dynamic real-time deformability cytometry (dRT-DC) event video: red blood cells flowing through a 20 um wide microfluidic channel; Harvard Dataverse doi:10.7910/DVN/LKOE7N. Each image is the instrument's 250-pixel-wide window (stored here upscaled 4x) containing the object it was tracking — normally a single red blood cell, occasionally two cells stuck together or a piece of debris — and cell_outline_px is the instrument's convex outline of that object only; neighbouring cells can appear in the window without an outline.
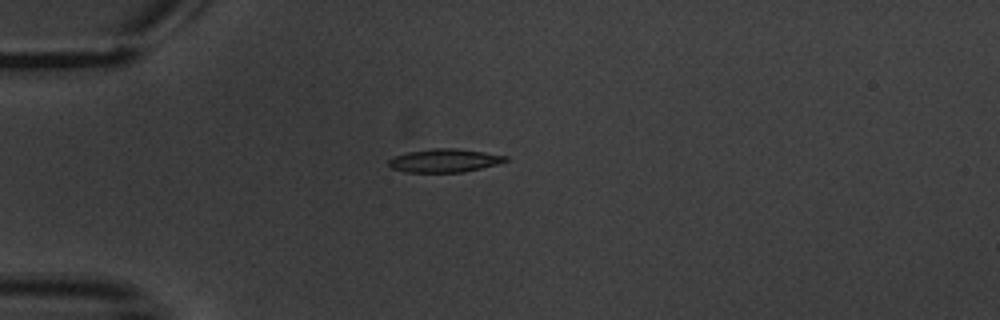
{"species": "common noctule bat (a hibernating species)", "species_latin": "Nyctalus noctula", "temperature_condition": "warm", "stored_images_in_passage": 9, "camera_frame_rate_fps": 3000, "um_per_image_px": 0.085, "animal": {"sex": "male", "body_mass_g": 20.1, "forearm_length_mm": 53.5}, "frame": {"image": 1, "passage_image": 2, "time_ms": 1.0, "image_size_px": [1000, 320], "cell_outline_px": [[508, 160], [496, 164], [464, 172], [404, 172], [392, 168], [388, 164], [388, 160], [396, 156], [408, 152], [432, 148], [456, 148], [484, 152], [508, 156]], "centroid_in_image_um": [37.77, 13.64], "position_along_channel_um": 47.2, "area_um2": 15.78}}
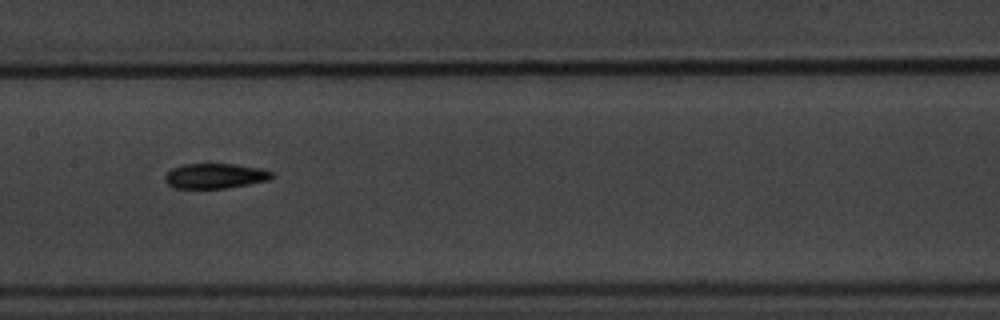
{"frame": {"image": 2, "passage_image": 6, "time_ms": 5.667, "image_size_px": [1000, 320], "cell_outline_px": [[276, 176], [272, 180], [224, 188], [172, 188], [164, 180], [164, 176], [172, 168], [184, 164], [236, 164], [264, 168], [272, 172]], "centroid_in_image_um": [18.34, 14.95], "position_along_channel_um": 189.1, "area_um2": 15.84}}
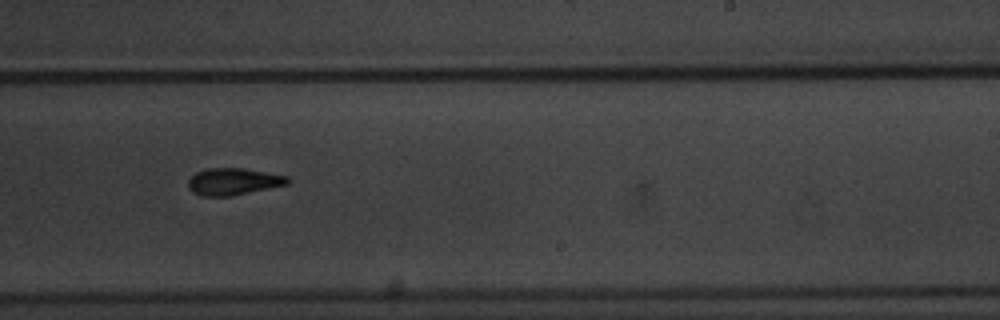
{"frame": {"image": 3, "passage_image": 8, "time_ms": 8.0, "image_size_px": [1000, 320], "cell_outline_px": [[292, 180], [288, 184], [232, 196], [200, 196], [192, 192], [188, 188], [188, 180], [196, 172], [208, 168], [244, 168], [288, 176]], "centroid_in_image_um": [19.83, 15.43], "position_along_channel_um": 269.2, "area_um2": 15.72}}